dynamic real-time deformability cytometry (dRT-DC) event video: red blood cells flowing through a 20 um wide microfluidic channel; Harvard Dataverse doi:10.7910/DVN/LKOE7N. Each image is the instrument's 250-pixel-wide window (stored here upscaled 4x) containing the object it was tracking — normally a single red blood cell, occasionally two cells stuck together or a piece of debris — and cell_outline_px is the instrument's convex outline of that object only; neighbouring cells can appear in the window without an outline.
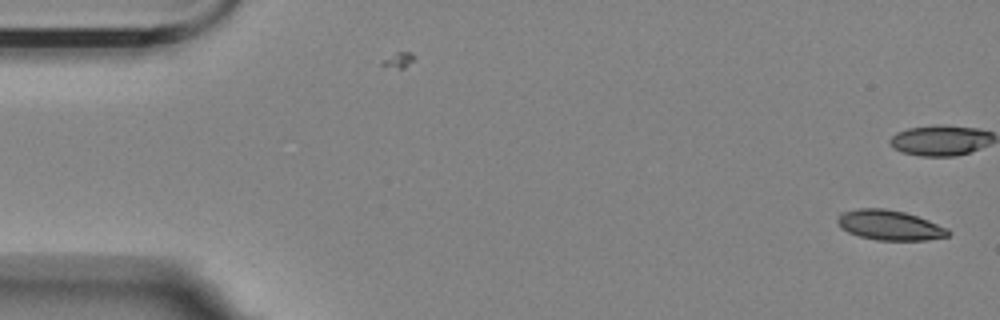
{"species": "Egyptian fruit bat (a non-hibernating species)", "species_latin": "Rousettus aegyptiacus", "temperature_condition": "room temperature", "stored_images_in_passage": 13, "camera_frame_rate_fps": 3000, "um_per_image_px": 0.085, "animal": {"sex": "female"}, "frame": {"image": 1, "passage_image": 1, "time_ms": 0.0, "image_size_px": [1000, 320], "cell_outline_px": [[952, 232], [948, 236], [928, 240], [876, 240], [860, 236], [848, 232], [836, 220], [840, 212], [860, 208], [884, 208], [904, 212], [928, 220], [948, 228]], "centroid_in_image_um": [75.64, 19.14], "position_along_channel_um": 9.4, "area_um2": 19.25}}